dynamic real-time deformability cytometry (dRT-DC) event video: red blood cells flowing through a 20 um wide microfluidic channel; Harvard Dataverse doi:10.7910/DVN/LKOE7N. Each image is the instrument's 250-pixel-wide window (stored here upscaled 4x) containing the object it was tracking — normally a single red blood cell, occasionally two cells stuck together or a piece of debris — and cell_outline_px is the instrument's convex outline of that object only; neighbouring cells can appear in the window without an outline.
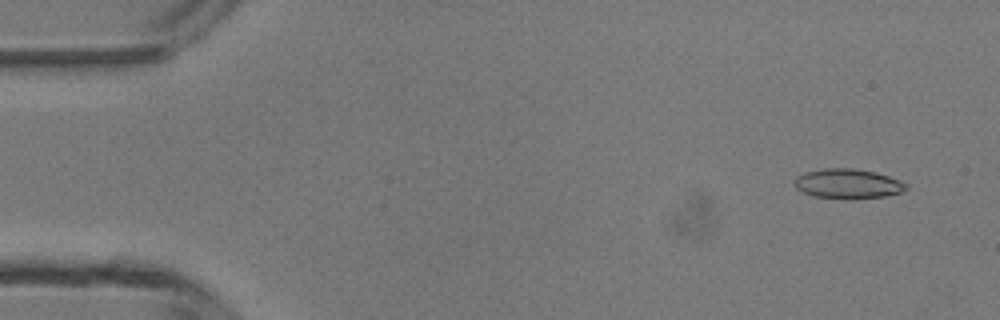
{"species": "common noctule bat (a hibernating species)", "species_latin": "Nyctalus noctula", "temperature_condition": "room temperature", "stored_images_in_passage": 4, "camera_frame_rate_fps": 3000, "um_per_image_px": 0.085, "animal": {"sex": "male", "body_mass_g": 13.3}, "frame": {"image": 1, "passage_image": 1, "time_ms": 0.0, "image_size_px": [1000, 320], "cell_outline_px": [[908, 188], [900, 192], [884, 196], [856, 200], [848, 200], [812, 196], [796, 188], [792, 180], [796, 176], [804, 172], [824, 168], [852, 168], [876, 172], [900, 180], [908, 184]], "centroid_in_image_um": [72.04, 15.63], "position_along_channel_um": 13.0, "area_um2": 19.77}}
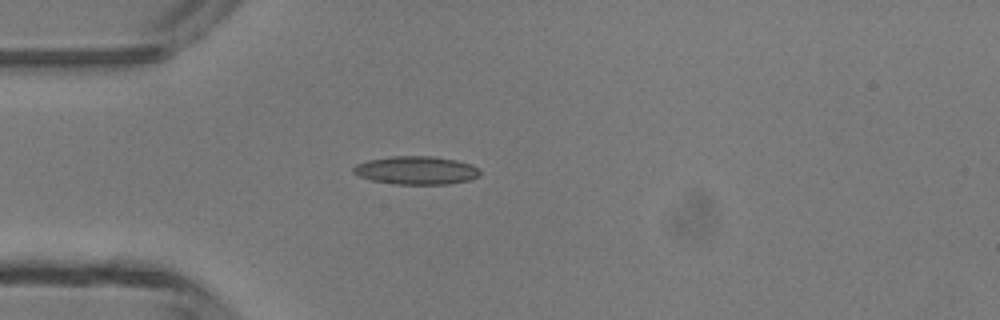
{"frame": {"image": 2, "passage_image": 4, "time_ms": 3.333, "image_size_px": [1000, 320], "cell_outline_px": [[480, 176], [468, 180], [448, 184], [392, 184], [372, 180], [360, 176], [352, 172], [352, 168], [356, 164], [368, 160], [392, 156], [432, 156], [456, 160], [472, 164], [480, 168]], "centroid_in_image_um": [35.4, 14.47], "position_along_channel_um": 49.6, "area_um2": 20.92}}